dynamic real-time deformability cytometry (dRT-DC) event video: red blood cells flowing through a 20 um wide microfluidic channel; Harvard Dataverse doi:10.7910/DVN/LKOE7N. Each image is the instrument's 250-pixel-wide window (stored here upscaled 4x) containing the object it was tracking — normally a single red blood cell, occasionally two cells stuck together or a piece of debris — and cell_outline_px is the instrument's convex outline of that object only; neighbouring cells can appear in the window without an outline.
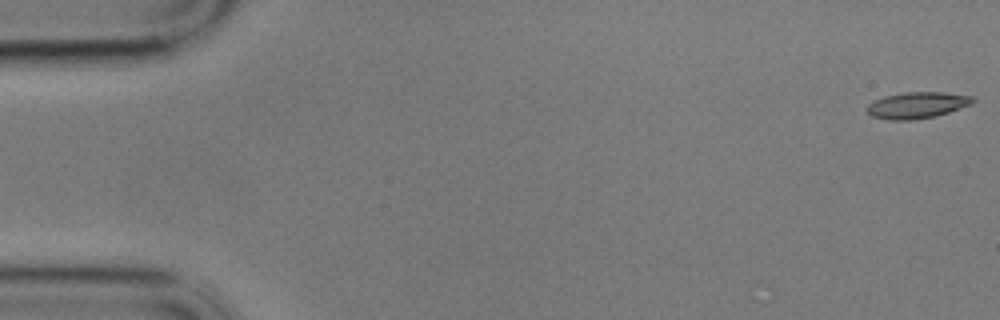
{"species": "common noctule bat (a hibernating species)", "species_latin": "Nyctalus noctula", "temperature_condition": "cold", "stored_images_in_passage": 58, "camera_frame_rate_fps": 3000, "um_per_image_px": 0.085, "animal": {"sex": "male", "body_mass_g": 17.9}, "frame": {"image": 1, "passage_image": 1, "time_ms": 0.0, "image_size_px": [1000, 320], "cell_outline_px": [[976, 100], [972, 104], [936, 116], [912, 120], [888, 120], [872, 116], [864, 108], [872, 100], [884, 96], [904, 92], [944, 92], [976, 96]], "centroid_in_image_um": [77.95, 8.93], "position_along_channel_um": 7.0, "area_um2": 16.53}}
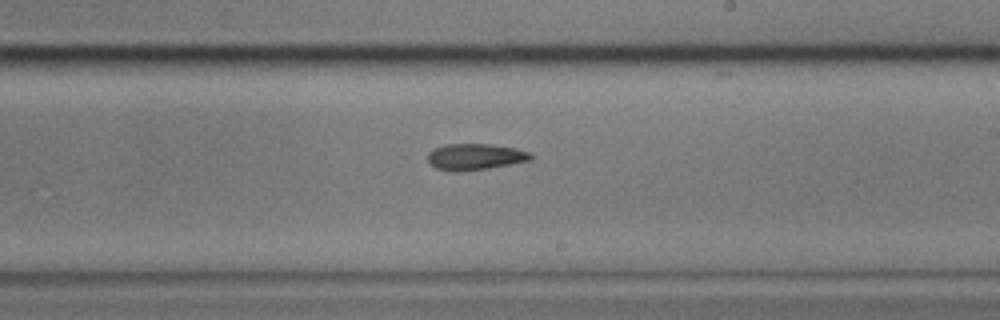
{"frame": {"image": 2, "passage_image": 34, "time_ms": 11.0, "image_size_px": [1000, 320], "cell_outline_px": [[532, 160], [488, 168], [460, 172], [452, 172], [436, 168], [428, 160], [428, 152], [444, 144], [488, 144], [516, 148], [532, 152]], "centroid_in_image_um": [40.4, 13.33], "position_along_channel_um": 248.6, "area_um2": 15.84}}
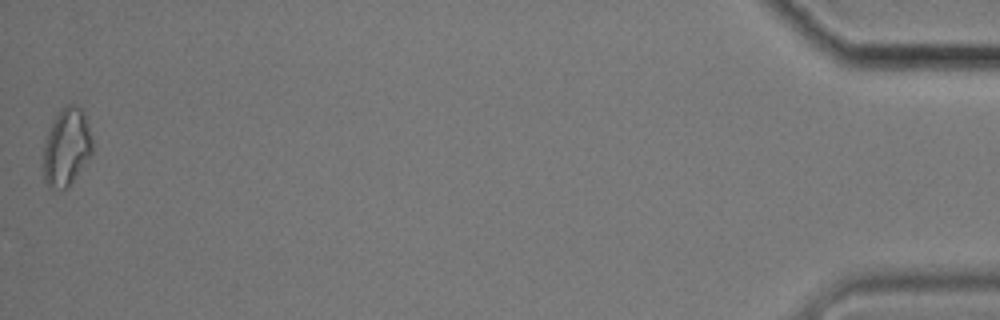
{"frame": {"image": 3, "passage_image": 58, "time_ms": 19.0, "image_size_px": [1000, 320], "cell_outline_px": [[92, 152], [68, 188], [48, 188], [44, 180], [44, 140], [60, 108], [68, 104], [76, 104], [84, 112], [92, 136]], "centroid_in_image_um": [5.66, 12.49], "position_along_channel_um": 429.5, "area_um2": 22.08}, "authors_computed_cell_mechanics": {"area_um2": 15.9817, "velocity_mm_per_s": 3.4288, "shape_relaxation_time_tau1_ms": null, "shape_relaxation_time_tau2_ms": 3.2497, "deformation_change_tau1": null, "deformation_change_tau2": 0.1177}}